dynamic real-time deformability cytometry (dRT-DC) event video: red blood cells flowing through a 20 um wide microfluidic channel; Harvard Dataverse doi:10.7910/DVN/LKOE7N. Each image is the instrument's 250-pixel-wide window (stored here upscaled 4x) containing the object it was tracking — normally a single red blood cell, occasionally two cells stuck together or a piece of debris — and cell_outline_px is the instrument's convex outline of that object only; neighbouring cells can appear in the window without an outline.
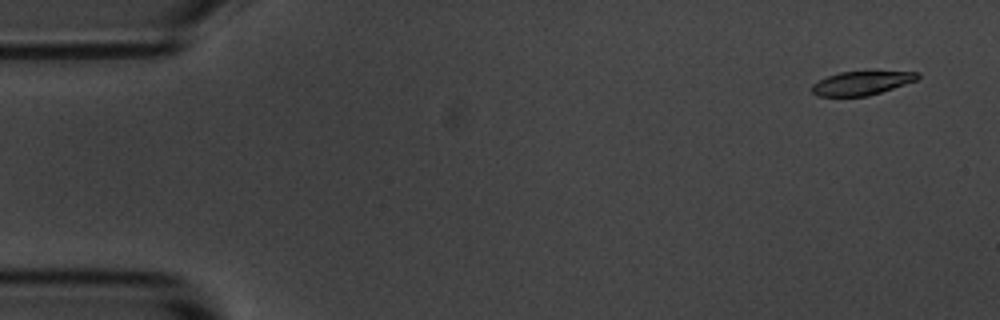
{"species": "common noctule bat (a hibernating species)", "species_latin": "Nyctalus noctula", "temperature_condition": "room temperature", "stored_images_in_passage": 5, "camera_frame_rate_fps": 3000, "um_per_image_px": 0.085, "animal": {"sex": "male", "body_mass_g": 20.1, "forearm_length_mm": 53.5}, "frame": {"image": 1, "passage_image": 1, "time_ms": 0.0, "image_size_px": [1000, 320], "cell_outline_px": [[920, 76], [916, 80], [868, 96], [816, 96], [812, 92], [812, 84], [828, 76], [840, 72], [920, 72]], "centroid_in_image_um": [73.2, 7.07], "position_along_channel_um": 11.8, "area_um2": 14.28}}